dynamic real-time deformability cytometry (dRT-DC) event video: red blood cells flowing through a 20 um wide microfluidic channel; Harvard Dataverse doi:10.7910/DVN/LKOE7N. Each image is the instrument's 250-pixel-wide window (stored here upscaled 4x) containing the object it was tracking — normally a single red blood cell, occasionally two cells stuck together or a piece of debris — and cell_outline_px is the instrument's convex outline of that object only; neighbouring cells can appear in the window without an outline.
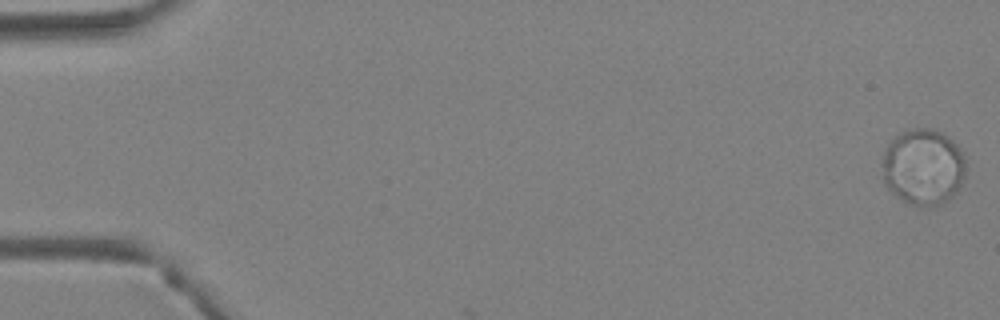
{"species": "Egyptian fruit bat (a non-hibernating species)", "species_latin": "Rousettus aegyptiacus", "temperature_condition": "warm", "stored_images_in_passage": 3, "camera_frame_rate_fps": 3000, "um_per_image_px": 0.085, "animal": {"sex": "female"}, "frame": {"image": 1, "passage_image": 1, "time_ms": 0.0, "image_size_px": [1000, 320], "cell_outline_px": [[964, 176], [960, 184], [952, 196], [940, 204], [932, 208], [920, 208], [896, 196], [884, 184], [880, 164], [884, 152], [888, 144], [896, 136], [912, 128], [932, 128], [948, 136], [960, 148], [964, 156]], "centroid_in_image_um": [78.44, 14.2], "position_along_channel_um": 6.6, "area_um2": 37.34}}